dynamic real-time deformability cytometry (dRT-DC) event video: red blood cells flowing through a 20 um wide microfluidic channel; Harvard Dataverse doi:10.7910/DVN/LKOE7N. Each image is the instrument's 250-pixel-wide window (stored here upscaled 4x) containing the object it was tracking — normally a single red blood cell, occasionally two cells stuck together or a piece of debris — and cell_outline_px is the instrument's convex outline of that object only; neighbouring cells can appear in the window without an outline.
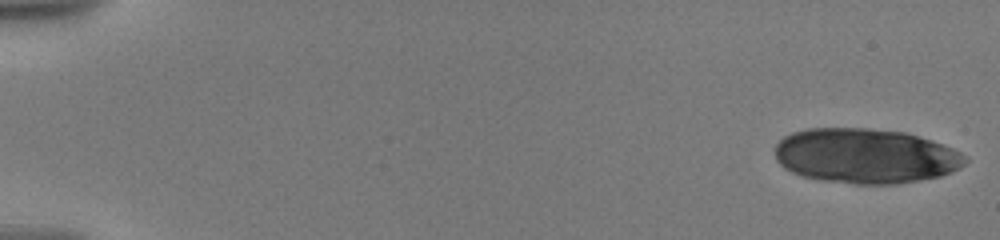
{"species": "human", "species_latin": "Homo sapiens", "temperature_condition": "warm", "stored_images_in_passage": 11, "camera_frame_rate_fps": 3000, "um_per_image_px": 0.085, "donor": {"sex": "male"}, "frame": {"image": 1, "passage_image": 1, "time_ms": 0.0, "image_size_px": [1000, 240], "cell_outline_px": [[968, 160], [960, 168], [952, 172], [940, 176], [900, 184], [852, 184], [820, 180], [804, 176], [792, 172], [784, 168], [776, 160], [776, 144], [784, 136], [792, 132], [808, 128], [868, 128], [908, 132], [932, 140], [952, 148], [960, 152]], "centroid_in_image_um": [73.57, 13.25], "position_along_channel_um": 11.4, "area_um2": 61.27}}
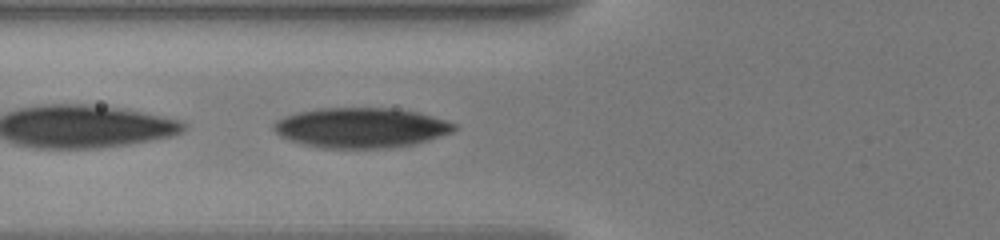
{"frame": {"image": 2, "passage_image": 11, "time_ms": 7.333, "image_size_px": [1000, 240], "cell_outline_px": [[456, 128], [452, 132], [416, 144], [388, 148], [324, 148], [304, 144], [288, 140], [280, 136], [272, 128], [272, 124], [276, 120], [284, 116], [300, 112], [320, 108], [396, 108], [420, 112], [456, 124]], "centroid_in_image_um": [30.68, 10.85], "position_along_channel_um": 95.1, "area_um2": 42.25}}